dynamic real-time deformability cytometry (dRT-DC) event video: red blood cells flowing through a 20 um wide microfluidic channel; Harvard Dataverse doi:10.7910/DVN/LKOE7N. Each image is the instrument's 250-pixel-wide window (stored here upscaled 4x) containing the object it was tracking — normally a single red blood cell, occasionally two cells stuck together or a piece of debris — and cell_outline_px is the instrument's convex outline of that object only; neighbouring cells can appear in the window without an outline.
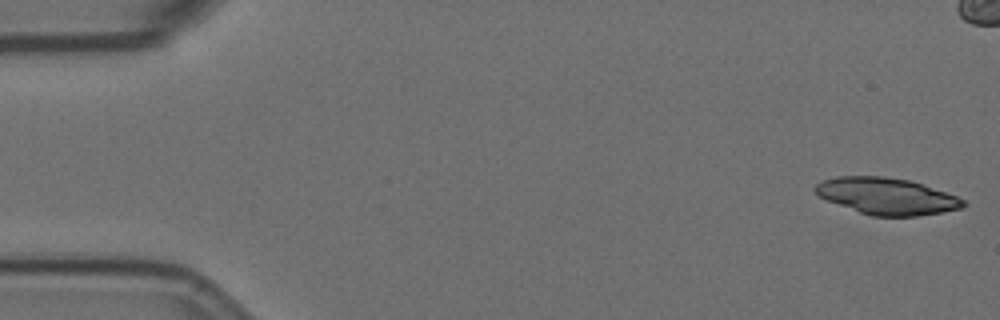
{"species": "Egyptian fruit bat (a non-hibernating species)", "species_latin": "Rousettus aegyptiacus", "temperature_condition": "room temperature", "stored_images_in_passage": 17, "camera_frame_rate_fps": 3000, "um_per_image_px": 0.085, "animal": {"sex": "female"}, "frame": {"image": 1, "passage_image": 1, "time_ms": 0.0, "image_size_px": [1000, 320], "cell_outline_px": [[968, 204], [964, 208], [916, 216], [872, 216], [860, 212], [828, 200], [820, 196], [812, 188], [816, 184], [824, 180], [836, 176], [884, 176], [912, 180], [924, 184], [956, 196], [964, 200]], "centroid_in_image_um": [75.4, 16.66], "position_along_channel_um": 9.6, "area_um2": 31.5}}